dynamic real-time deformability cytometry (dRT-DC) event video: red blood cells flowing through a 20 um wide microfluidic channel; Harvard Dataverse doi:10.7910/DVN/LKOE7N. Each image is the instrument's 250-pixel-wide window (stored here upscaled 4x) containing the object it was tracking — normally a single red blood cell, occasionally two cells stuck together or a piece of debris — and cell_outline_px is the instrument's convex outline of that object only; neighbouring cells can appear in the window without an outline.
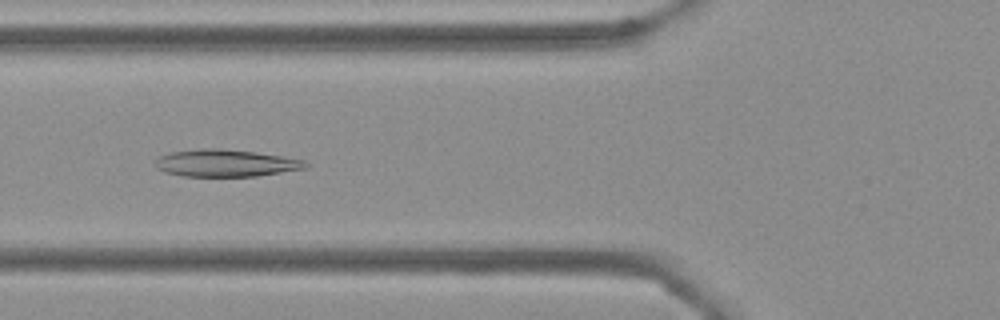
{"species": "Egyptian fruit bat (a non-hibernating species)", "species_latin": "Rousettus aegyptiacus", "temperature_condition": "cold", "stored_images_in_passage": 55, "camera_frame_rate_fps": 3000, "um_per_image_px": 0.085, "frame": {"image": 1, "passage_image": 20, "time_ms": 6.333, "image_size_px": [1000, 320], "cell_outline_px": [[308, 168], [256, 176], [184, 176], [164, 172], [156, 168], [156, 160], [160, 156], [172, 152], [204, 148], [216, 148], [256, 152], [284, 156], [304, 160], [308, 164]], "centroid_in_image_um": [19.21, 13.86], "position_along_channel_um": 106.6, "area_um2": 23.7}}
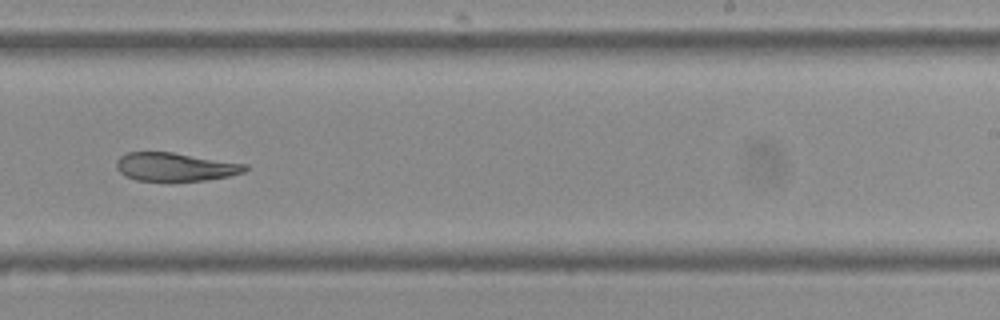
{"frame": {"image": 2, "passage_image": 34, "time_ms": 11.0, "image_size_px": [1000, 320], "cell_outline_px": [[248, 168], [244, 172], [228, 176], [204, 180], [136, 180], [124, 176], [116, 168], [116, 160], [120, 156], [128, 152], [172, 152], [248, 164]], "centroid_in_image_um": [14.88, 14.17], "position_along_channel_um": 274.1, "area_um2": 21.15}}
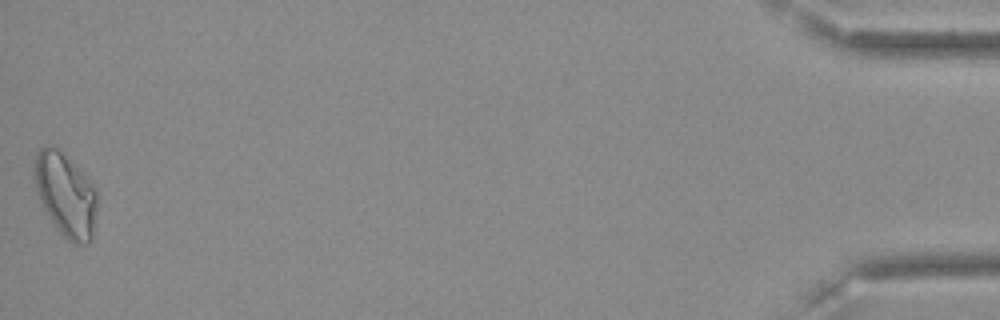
{"frame": {"image": 3, "passage_image": 55, "time_ms": 18.0, "image_size_px": [1000, 320], "cell_outline_px": [[96, 208], [92, 240], [88, 244], [76, 244], [68, 240], [56, 228], [44, 208], [36, 192], [32, 176], [36, 156], [40, 148], [44, 144], [52, 144], [84, 176], [96, 192]], "centroid_in_image_um": [5.53, 16.58], "position_along_channel_um": 429.7, "area_um2": 30.0}}